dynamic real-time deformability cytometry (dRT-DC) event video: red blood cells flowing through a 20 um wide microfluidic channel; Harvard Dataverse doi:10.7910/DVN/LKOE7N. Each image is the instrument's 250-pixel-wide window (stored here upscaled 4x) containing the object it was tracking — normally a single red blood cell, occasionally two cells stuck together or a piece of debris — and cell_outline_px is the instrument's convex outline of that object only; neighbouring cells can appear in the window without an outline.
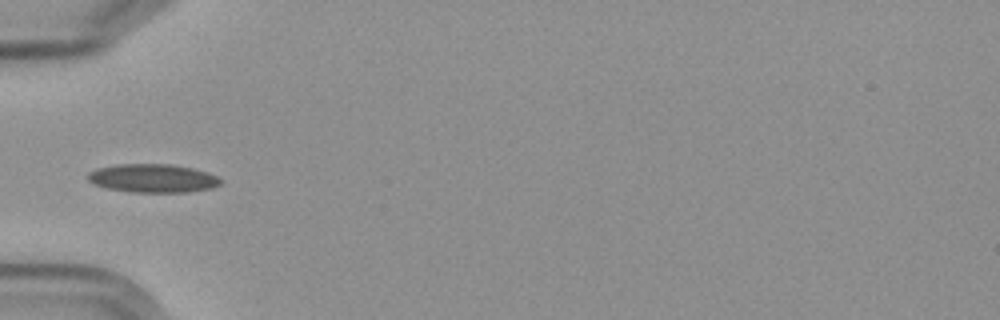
{"species": "Egyptian fruit bat (a non-hibernating species)", "species_latin": "Rousettus aegyptiacus", "temperature_condition": "cold", "stored_images_in_passage": 6, "camera_frame_rate_fps": 3000, "um_per_image_px": 0.085, "frame": {"image": 1, "passage_image": 5, "time_ms": 5.0, "image_size_px": [1000, 320], "cell_outline_px": [[224, 180], [220, 184], [212, 188], [188, 192], [132, 192], [108, 188], [92, 184], [84, 176], [88, 172], [96, 168], [116, 164], [168, 164], [192, 168], [208, 172]], "centroid_in_image_um": [12.96, 15.15], "position_along_channel_um": 72.0, "area_um2": 22.25}}
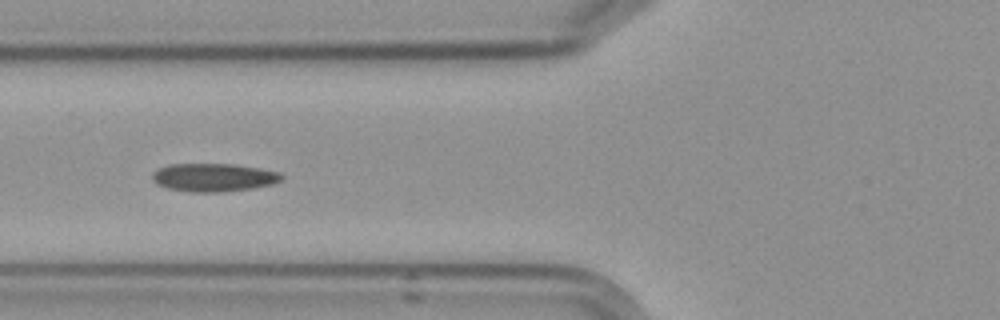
{"frame": {"image": 2, "passage_image": 6, "time_ms": 6.0, "image_size_px": [1000, 320], "cell_outline_px": [[284, 176], [280, 180], [272, 184], [252, 188], [220, 192], [188, 192], [168, 188], [156, 184], [152, 180], [152, 172], [156, 168], [172, 164], [232, 164], [260, 168], [280, 172]], "centroid_in_image_um": [18.12, 15.08], "position_along_channel_um": 107.7, "area_um2": 21.33}}